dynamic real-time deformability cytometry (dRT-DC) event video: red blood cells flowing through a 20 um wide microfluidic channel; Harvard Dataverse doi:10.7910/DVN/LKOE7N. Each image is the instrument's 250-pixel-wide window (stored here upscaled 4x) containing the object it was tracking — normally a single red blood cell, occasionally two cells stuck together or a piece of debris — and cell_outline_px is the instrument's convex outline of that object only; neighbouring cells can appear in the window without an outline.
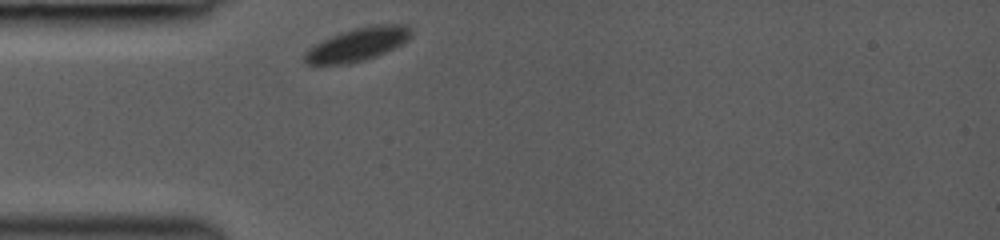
{"species": "common noctule bat (a hibernating species)", "species_latin": "Nyctalus noctula", "temperature_condition": "room temperature", "stored_images_in_passage": 27, "camera_frame_rate_fps": 3000, "um_per_image_px": 0.085, "animal": {"sex": "female", "body_mass_g": 19.0, "forearm_length_mm": 53.3}, "frame": {"image": 1, "passage_image": 1, "time_ms": 0.0, "image_size_px": [1000, 240], "cell_outline_px": [[412, 32], [408, 40], [376, 56], [364, 60], [348, 64], [308, 64], [304, 60], [304, 52], [316, 44], [340, 32], [356, 28], [380, 24], [408, 24], [412, 28]], "centroid_in_image_um": [30.42, 3.76], "position_along_channel_um": 54.6, "area_um2": 20.29}}
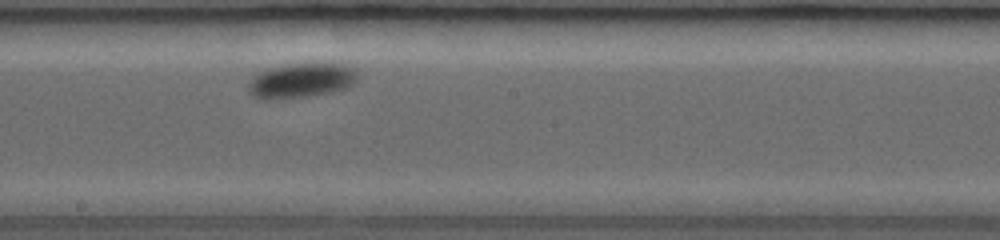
{"frame": {"image": 2, "passage_image": 12, "time_ms": 3.667, "image_size_px": [1000, 240], "cell_outline_px": [[356, 80], [352, 84], [344, 88], [332, 92], [308, 96], [272, 100], [268, 100], [252, 96], [248, 92], [248, 84], [256, 72], [268, 68], [288, 64], [340, 64], [356, 68]], "centroid_in_image_um": [25.54, 6.85], "position_along_channel_um": 222.7, "area_um2": 22.08}}
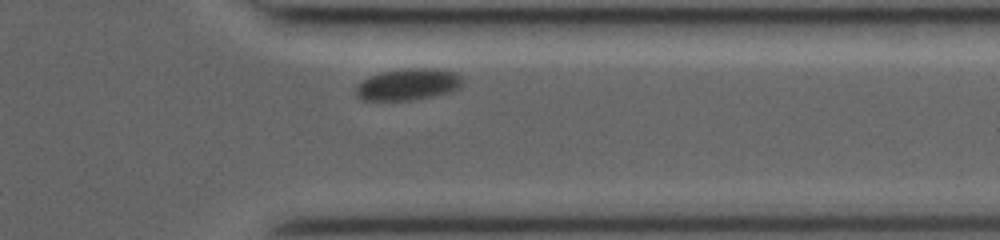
{"frame": {"image": 3, "passage_image": 24, "time_ms": 7.667, "image_size_px": [1000, 240], "cell_outline_px": [[464, 84], [460, 88], [452, 92], [432, 96], [408, 100], [364, 100], [356, 96], [356, 88], [368, 76], [384, 72], [408, 68], [436, 68], [456, 72], [464, 76]], "centroid_in_image_um": [34.79, 7.16], "position_along_channel_um": 376.6, "area_um2": 19.77}, "authors_computed_cell_mechanics": {"area_um2": 21.2126, "velocity_mm_per_s": 3.835, "shape_relaxation_time_tau1_ms": 1.5526, "shape_relaxation_time_tau2_ms": null, "deformation_change_tau1": 0.0284, "deformation_change_tau2": null}}